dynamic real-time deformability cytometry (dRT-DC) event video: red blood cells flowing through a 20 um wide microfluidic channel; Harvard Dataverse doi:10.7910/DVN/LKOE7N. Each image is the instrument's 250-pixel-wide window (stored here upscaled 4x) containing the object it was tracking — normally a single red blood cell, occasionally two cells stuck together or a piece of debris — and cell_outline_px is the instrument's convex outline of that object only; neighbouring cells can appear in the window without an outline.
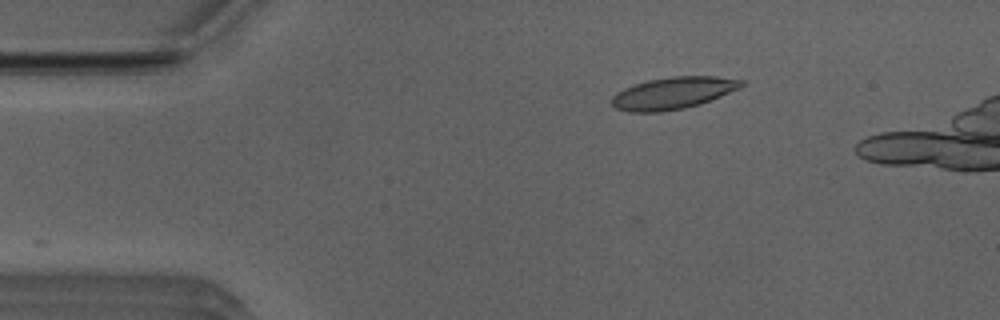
{"species": "Egyptian fruit bat (a non-hibernating species)", "species_latin": "Rousettus aegyptiacus", "temperature_condition": "room temperature", "stored_images_in_passage": 12, "camera_frame_rate_fps": 3000, "um_per_image_px": 0.085, "animal": {"sex": "male"}, "frame": {"image": 1, "passage_image": 2, "time_ms": 0.333, "image_size_px": [1000, 320], "cell_outline_px": [[744, 84], [740, 88], [700, 104], [684, 108], [660, 112], [628, 112], [616, 108], [612, 104], [612, 96], [616, 92], [624, 88], [648, 80], [672, 76], [716, 76], [744, 80]], "centroid_in_image_um": [57.21, 7.91], "position_along_channel_um": 27.8, "area_um2": 24.1}}